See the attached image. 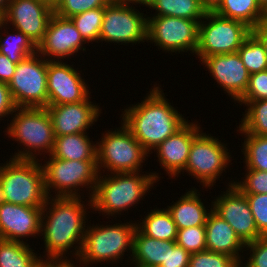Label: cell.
Returning a JSON list of instances; mask_svg holds the SVG:
<instances>
[{
  "mask_svg": "<svg viewBox=\"0 0 267 267\" xmlns=\"http://www.w3.org/2000/svg\"><path fill=\"white\" fill-rule=\"evenodd\" d=\"M174 135L160 143L150 154L155 153L157 162L164 173L172 180H177L185 170L191 144L195 136L202 130L200 122L191 119ZM177 177V178H176Z\"/></svg>",
  "mask_w": 267,
  "mask_h": 267,
  "instance_id": "obj_19",
  "label": "cell"
},
{
  "mask_svg": "<svg viewBox=\"0 0 267 267\" xmlns=\"http://www.w3.org/2000/svg\"><path fill=\"white\" fill-rule=\"evenodd\" d=\"M136 7H140V10ZM148 41V15L141 6L125 0H112L104 7L99 43L114 45H138ZM141 42V43H140ZM108 43V44H107Z\"/></svg>",
  "mask_w": 267,
  "mask_h": 267,
  "instance_id": "obj_10",
  "label": "cell"
},
{
  "mask_svg": "<svg viewBox=\"0 0 267 267\" xmlns=\"http://www.w3.org/2000/svg\"><path fill=\"white\" fill-rule=\"evenodd\" d=\"M16 105L12 99L10 89L7 83L0 82V122L9 121L10 116L15 112Z\"/></svg>",
  "mask_w": 267,
  "mask_h": 267,
  "instance_id": "obj_43",
  "label": "cell"
},
{
  "mask_svg": "<svg viewBox=\"0 0 267 267\" xmlns=\"http://www.w3.org/2000/svg\"><path fill=\"white\" fill-rule=\"evenodd\" d=\"M125 1L134 5H139V6L142 5V7H145L146 9L153 0H125Z\"/></svg>",
  "mask_w": 267,
  "mask_h": 267,
  "instance_id": "obj_48",
  "label": "cell"
},
{
  "mask_svg": "<svg viewBox=\"0 0 267 267\" xmlns=\"http://www.w3.org/2000/svg\"><path fill=\"white\" fill-rule=\"evenodd\" d=\"M258 231L267 236V194H245Z\"/></svg>",
  "mask_w": 267,
  "mask_h": 267,
  "instance_id": "obj_40",
  "label": "cell"
},
{
  "mask_svg": "<svg viewBox=\"0 0 267 267\" xmlns=\"http://www.w3.org/2000/svg\"><path fill=\"white\" fill-rule=\"evenodd\" d=\"M67 63V61H48V106L77 103L92 96L83 70L76 68L72 62Z\"/></svg>",
  "mask_w": 267,
  "mask_h": 267,
  "instance_id": "obj_16",
  "label": "cell"
},
{
  "mask_svg": "<svg viewBox=\"0 0 267 267\" xmlns=\"http://www.w3.org/2000/svg\"><path fill=\"white\" fill-rule=\"evenodd\" d=\"M190 253L182 246L174 243L170 248H167L166 261H163L160 267H188Z\"/></svg>",
  "mask_w": 267,
  "mask_h": 267,
  "instance_id": "obj_42",
  "label": "cell"
},
{
  "mask_svg": "<svg viewBox=\"0 0 267 267\" xmlns=\"http://www.w3.org/2000/svg\"><path fill=\"white\" fill-rule=\"evenodd\" d=\"M242 136L241 154L244 156L243 169L267 171V136L235 132ZM244 138V140H243Z\"/></svg>",
  "mask_w": 267,
  "mask_h": 267,
  "instance_id": "obj_32",
  "label": "cell"
},
{
  "mask_svg": "<svg viewBox=\"0 0 267 267\" xmlns=\"http://www.w3.org/2000/svg\"><path fill=\"white\" fill-rule=\"evenodd\" d=\"M146 211L147 215H140V221L136 220L137 228L148 237L176 241L178 230L167 208H157L155 205V208Z\"/></svg>",
  "mask_w": 267,
  "mask_h": 267,
  "instance_id": "obj_26",
  "label": "cell"
},
{
  "mask_svg": "<svg viewBox=\"0 0 267 267\" xmlns=\"http://www.w3.org/2000/svg\"><path fill=\"white\" fill-rule=\"evenodd\" d=\"M161 86L155 82L142 97L141 103L127 105L121 110L122 114H118L122 123L149 154L189 121L166 98Z\"/></svg>",
  "mask_w": 267,
  "mask_h": 267,
  "instance_id": "obj_2",
  "label": "cell"
},
{
  "mask_svg": "<svg viewBox=\"0 0 267 267\" xmlns=\"http://www.w3.org/2000/svg\"><path fill=\"white\" fill-rule=\"evenodd\" d=\"M203 131V129L195 136L188 156L185 170L181 173L191 176L197 181L205 191L214 189L217 181L223 173L229 170L234 156L228 148L226 140H219L220 136H212ZM233 158V159H232ZM186 172V173H185ZM208 188V189H207Z\"/></svg>",
  "mask_w": 267,
  "mask_h": 267,
  "instance_id": "obj_9",
  "label": "cell"
},
{
  "mask_svg": "<svg viewBox=\"0 0 267 267\" xmlns=\"http://www.w3.org/2000/svg\"><path fill=\"white\" fill-rule=\"evenodd\" d=\"M79 263V264H78ZM47 267H85L78 259H47Z\"/></svg>",
  "mask_w": 267,
  "mask_h": 267,
  "instance_id": "obj_46",
  "label": "cell"
},
{
  "mask_svg": "<svg viewBox=\"0 0 267 267\" xmlns=\"http://www.w3.org/2000/svg\"><path fill=\"white\" fill-rule=\"evenodd\" d=\"M33 267H47V259H41L36 265Z\"/></svg>",
  "mask_w": 267,
  "mask_h": 267,
  "instance_id": "obj_52",
  "label": "cell"
},
{
  "mask_svg": "<svg viewBox=\"0 0 267 267\" xmlns=\"http://www.w3.org/2000/svg\"><path fill=\"white\" fill-rule=\"evenodd\" d=\"M200 189L191 186L175 202L172 201L169 205L166 203V208L170 212L177 230L206 224L207 216L212 211V200H210L209 206L205 205L207 203L203 202V198L200 197L201 192L205 193L204 188L202 191Z\"/></svg>",
  "mask_w": 267,
  "mask_h": 267,
  "instance_id": "obj_23",
  "label": "cell"
},
{
  "mask_svg": "<svg viewBox=\"0 0 267 267\" xmlns=\"http://www.w3.org/2000/svg\"><path fill=\"white\" fill-rule=\"evenodd\" d=\"M33 248L23 242L0 240V267H33L41 260Z\"/></svg>",
  "mask_w": 267,
  "mask_h": 267,
  "instance_id": "obj_30",
  "label": "cell"
},
{
  "mask_svg": "<svg viewBox=\"0 0 267 267\" xmlns=\"http://www.w3.org/2000/svg\"><path fill=\"white\" fill-rule=\"evenodd\" d=\"M43 207H30L11 203L0 206V235L2 239L28 243L41 233Z\"/></svg>",
  "mask_w": 267,
  "mask_h": 267,
  "instance_id": "obj_21",
  "label": "cell"
},
{
  "mask_svg": "<svg viewBox=\"0 0 267 267\" xmlns=\"http://www.w3.org/2000/svg\"><path fill=\"white\" fill-rule=\"evenodd\" d=\"M92 210L91 198L48 197L42 208L40 258L78 259Z\"/></svg>",
  "mask_w": 267,
  "mask_h": 267,
  "instance_id": "obj_1",
  "label": "cell"
},
{
  "mask_svg": "<svg viewBox=\"0 0 267 267\" xmlns=\"http://www.w3.org/2000/svg\"><path fill=\"white\" fill-rule=\"evenodd\" d=\"M243 261L240 267H267V236L245 245ZM248 255V256H247ZM247 256V257H246Z\"/></svg>",
  "mask_w": 267,
  "mask_h": 267,
  "instance_id": "obj_39",
  "label": "cell"
},
{
  "mask_svg": "<svg viewBox=\"0 0 267 267\" xmlns=\"http://www.w3.org/2000/svg\"><path fill=\"white\" fill-rule=\"evenodd\" d=\"M88 133V134H87ZM97 142L89 132L55 137L51 155L62 160L96 161Z\"/></svg>",
  "mask_w": 267,
  "mask_h": 267,
  "instance_id": "obj_24",
  "label": "cell"
},
{
  "mask_svg": "<svg viewBox=\"0 0 267 267\" xmlns=\"http://www.w3.org/2000/svg\"><path fill=\"white\" fill-rule=\"evenodd\" d=\"M199 1L207 11H213L221 2V0H199Z\"/></svg>",
  "mask_w": 267,
  "mask_h": 267,
  "instance_id": "obj_47",
  "label": "cell"
},
{
  "mask_svg": "<svg viewBox=\"0 0 267 267\" xmlns=\"http://www.w3.org/2000/svg\"><path fill=\"white\" fill-rule=\"evenodd\" d=\"M250 33L251 28L244 22L207 11L199 25L195 57L201 62L212 55L237 52Z\"/></svg>",
  "mask_w": 267,
  "mask_h": 267,
  "instance_id": "obj_11",
  "label": "cell"
},
{
  "mask_svg": "<svg viewBox=\"0 0 267 267\" xmlns=\"http://www.w3.org/2000/svg\"><path fill=\"white\" fill-rule=\"evenodd\" d=\"M117 221L118 223L113 224L109 218L108 222L103 221L102 224L98 222L96 225L94 221L93 224L89 221L78 256V260L85 267H91L93 264L98 266L99 263L120 264L123 259L125 263L127 261L126 265H129L133 254V237L137 229L136 219L134 221L127 219V222L125 220L122 222L120 219ZM125 256H128V259L124 258Z\"/></svg>",
  "mask_w": 267,
  "mask_h": 267,
  "instance_id": "obj_5",
  "label": "cell"
},
{
  "mask_svg": "<svg viewBox=\"0 0 267 267\" xmlns=\"http://www.w3.org/2000/svg\"><path fill=\"white\" fill-rule=\"evenodd\" d=\"M101 133L96 140V161L99 174L139 172L150 154L122 123Z\"/></svg>",
  "mask_w": 267,
  "mask_h": 267,
  "instance_id": "obj_6",
  "label": "cell"
},
{
  "mask_svg": "<svg viewBox=\"0 0 267 267\" xmlns=\"http://www.w3.org/2000/svg\"><path fill=\"white\" fill-rule=\"evenodd\" d=\"M206 250L233 257L239 264L243 262L245 244L233 228L213 210L205 224Z\"/></svg>",
  "mask_w": 267,
  "mask_h": 267,
  "instance_id": "obj_22",
  "label": "cell"
},
{
  "mask_svg": "<svg viewBox=\"0 0 267 267\" xmlns=\"http://www.w3.org/2000/svg\"><path fill=\"white\" fill-rule=\"evenodd\" d=\"M48 60L38 52L16 64L15 73L8 83L16 107H47Z\"/></svg>",
  "mask_w": 267,
  "mask_h": 267,
  "instance_id": "obj_13",
  "label": "cell"
},
{
  "mask_svg": "<svg viewBox=\"0 0 267 267\" xmlns=\"http://www.w3.org/2000/svg\"><path fill=\"white\" fill-rule=\"evenodd\" d=\"M104 7L90 9L86 12L70 17L84 41L90 46L99 44V35L102 29ZM91 43V44H90Z\"/></svg>",
  "mask_w": 267,
  "mask_h": 267,
  "instance_id": "obj_34",
  "label": "cell"
},
{
  "mask_svg": "<svg viewBox=\"0 0 267 267\" xmlns=\"http://www.w3.org/2000/svg\"><path fill=\"white\" fill-rule=\"evenodd\" d=\"M87 46L89 47L70 18L53 13L44 39L37 46V52L48 61L71 62L74 57L84 54Z\"/></svg>",
  "mask_w": 267,
  "mask_h": 267,
  "instance_id": "obj_15",
  "label": "cell"
},
{
  "mask_svg": "<svg viewBox=\"0 0 267 267\" xmlns=\"http://www.w3.org/2000/svg\"><path fill=\"white\" fill-rule=\"evenodd\" d=\"M160 175L161 172L159 174L147 170L99 174L91 197L92 213L98 212L99 216L103 215L106 219L113 217L116 220L117 216L120 218L121 214L125 215L124 212L128 214L132 207L143 204L140 201H144L147 193L156 188L157 182H162L160 180L164 177Z\"/></svg>",
  "mask_w": 267,
  "mask_h": 267,
  "instance_id": "obj_3",
  "label": "cell"
},
{
  "mask_svg": "<svg viewBox=\"0 0 267 267\" xmlns=\"http://www.w3.org/2000/svg\"><path fill=\"white\" fill-rule=\"evenodd\" d=\"M240 174L244 177L240 176L241 180H239L236 176L234 185L243 194H267V171L245 169Z\"/></svg>",
  "mask_w": 267,
  "mask_h": 267,
  "instance_id": "obj_35",
  "label": "cell"
},
{
  "mask_svg": "<svg viewBox=\"0 0 267 267\" xmlns=\"http://www.w3.org/2000/svg\"><path fill=\"white\" fill-rule=\"evenodd\" d=\"M263 20H267V6L264 7L263 9V17H262Z\"/></svg>",
  "mask_w": 267,
  "mask_h": 267,
  "instance_id": "obj_54",
  "label": "cell"
},
{
  "mask_svg": "<svg viewBox=\"0 0 267 267\" xmlns=\"http://www.w3.org/2000/svg\"><path fill=\"white\" fill-rule=\"evenodd\" d=\"M237 107H246L236 127V132L267 136V100L237 101ZM241 122V123H240Z\"/></svg>",
  "mask_w": 267,
  "mask_h": 267,
  "instance_id": "obj_31",
  "label": "cell"
},
{
  "mask_svg": "<svg viewBox=\"0 0 267 267\" xmlns=\"http://www.w3.org/2000/svg\"><path fill=\"white\" fill-rule=\"evenodd\" d=\"M200 64L207 69L214 84L223 89L230 101L236 102L245 94L250 74L244 66L238 52L217 54L205 57ZM234 100V101H233Z\"/></svg>",
  "mask_w": 267,
  "mask_h": 267,
  "instance_id": "obj_18",
  "label": "cell"
},
{
  "mask_svg": "<svg viewBox=\"0 0 267 267\" xmlns=\"http://www.w3.org/2000/svg\"><path fill=\"white\" fill-rule=\"evenodd\" d=\"M251 32L260 40L267 56V20L261 19L257 25L251 29Z\"/></svg>",
  "mask_w": 267,
  "mask_h": 267,
  "instance_id": "obj_45",
  "label": "cell"
},
{
  "mask_svg": "<svg viewBox=\"0 0 267 267\" xmlns=\"http://www.w3.org/2000/svg\"><path fill=\"white\" fill-rule=\"evenodd\" d=\"M54 13L45 0H10L1 21L24 33L38 46Z\"/></svg>",
  "mask_w": 267,
  "mask_h": 267,
  "instance_id": "obj_17",
  "label": "cell"
},
{
  "mask_svg": "<svg viewBox=\"0 0 267 267\" xmlns=\"http://www.w3.org/2000/svg\"><path fill=\"white\" fill-rule=\"evenodd\" d=\"M175 243L190 254L206 250L205 225L178 229Z\"/></svg>",
  "mask_w": 267,
  "mask_h": 267,
  "instance_id": "obj_36",
  "label": "cell"
},
{
  "mask_svg": "<svg viewBox=\"0 0 267 267\" xmlns=\"http://www.w3.org/2000/svg\"><path fill=\"white\" fill-rule=\"evenodd\" d=\"M40 161L48 197H92L99 175L97 161L62 160L52 155Z\"/></svg>",
  "mask_w": 267,
  "mask_h": 267,
  "instance_id": "obj_7",
  "label": "cell"
},
{
  "mask_svg": "<svg viewBox=\"0 0 267 267\" xmlns=\"http://www.w3.org/2000/svg\"><path fill=\"white\" fill-rule=\"evenodd\" d=\"M267 100V70L250 75L245 94L238 101Z\"/></svg>",
  "mask_w": 267,
  "mask_h": 267,
  "instance_id": "obj_41",
  "label": "cell"
},
{
  "mask_svg": "<svg viewBox=\"0 0 267 267\" xmlns=\"http://www.w3.org/2000/svg\"><path fill=\"white\" fill-rule=\"evenodd\" d=\"M131 267H160V266H145V265H130Z\"/></svg>",
  "mask_w": 267,
  "mask_h": 267,
  "instance_id": "obj_55",
  "label": "cell"
},
{
  "mask_svg": "<svg viewBox=\"0 0 267 267\" xmlns=\"http://www.w3.org/2000/svg\"><path fill=\"white\" fill-rule=\"evenodd\" d=\"M9 119L10 123L4 125L7 127H3V133L18 143L17 151L9 155L10 158L40 161L51 155L55 134L51 116L46 107H17Z\"/></svg>",
  "mask_w": 267,
  "mask_h": 267,
  "instance_id": "obj_4",
  "label": "cell"
},
{
  "mask_svg": "<svg viewBox=\"0 0 267 267\" xmlns=\"http://www.w3.org/2000/svg\"><path fill=\"white\" fill-rule=\"evenodd\" d=\"M200 22L173 16L148 15L147 43L154 44L157 51L162 50L172 56L189 52L195 56Z\"/></svg>",
  "mask_w": 267,
  "mask_h": 267,
  "instance_id": "obj_12",
  "label": "cell"
},
{
  "mask_svg": "<svg viewBox=\"0 0 267 267\" xmlns=\"http://www.w3.org/2000/svg\"><path fill=\"white\" fill-rule=\"evenodd\" d=\"M9 2L10 0H0V16L5 13Z\"/></svg>",
  "mask_w": 267,
  "mask_h": 267,
  "instance_id": "obj_49",
  "label": "cell"
},
{
  "mask_svg": "<svg viewBox=\"0 0 267 267\" xmlns=\"http://www.w3.org/2000/svg\"><path fill=\"white\" fill-rule=\"evenodd\" d=\"M16 69V63L11 62L7 56L0 53V82L9 83Z\"/></svg>",
  "mask_w": 267,
  "mask_h": 267,
  "instance_id": "obj_44",
  "label": "cell"
},
{
  "mask_svg": "<svg viewBox=\"0 0 267 267\" xmlns=\"http://www.w3.org/2000/svg\"><path fill=\"white\" fill-rule=\"evenodd\" d=\"M36 52L37 46L24 33L0 21L1 54L7 56L11 62L18 64L24 58Z\"/></svg>",
  "mask_w": 267,
  "mask_h": 267,
  "instance_id": "obj_27",
  "label": "cell"
},
{
  "mask_svg": "<svg viewBox=\"0 0 267 267\" xmlns=\"http://www.w3.org/2000/svg\"><path fill=\"white\" fill-rule=\"evenodd\" d=\"M257 2L263 9L267 6V0H257Z\"/></svg>",
  "mask_w": 267,
  "mask_h": 267,
  "instance_id": "obj_53",
  "label": "cell"
},
{
  "mask_svg": "<svg viewBox=\"0 0 267 267\" xmlns=\"http://www.w3.org/2000/svg\"><path fill=\"white\" fill-rule=\"evenodd\" d=\"M150 9V16H173L195 21H201L207 12L199 0H153L147 8Z\"/></svg>",
  "mask_w": 267,
  "mask_h": 267,
  "instance_id": "obj_29",
  "label": "cell"
},
{
  "mask_svg": "<svg viewBox=\"0 0 267 267\" xmlns=\"http://www.w3.org/2000/svg\"><path fill=\"white\" fill-rule=\"evenodd\" d=\"M91 98L89 96L85 101L46 107L55 137L88 132L90 127L92 129L103 112L99 103L91 101Z\"/></svg>",
  "mask_w": 267,
  "mask_h": 267,
  "instance_id": "obj_20",
  "label": "cell"
},
{
  "mask_svg": "<svg viewBox=\"0 0 267 267\" xmlns=\"http://www.w3.org/2000/svg\"><path fill=\"white\" fill-rule=\"evenodd\" d=\"M213 12L224 18L242 21L251 29L263 17V8L257 0H221Z\"/></svg>",
  "mask_w": 267,
  "mask_h": 267,
  "instance_id": "obj_28",
  "label": "cell"
},
{
  "mask_svg": "<svg viewBox=\"0 0 267 267\" xmlns=\"http://www.w3.org/2000/svg\"><path fill=\"white\" fill-rule=\"evenodd\" d=\"M174 243L175 241L148 237L137 228L133 237V254L129 265L160 266L166 261L167 248Z\"/></svg>",
  "mask_w": 267,
  "mask_h": 267,
  "instance_id": "obj_25",
  "label": "cell"
},
{
  "mask_svg": "<svg viewBox=\"0 0 267 267\" xmlns=\"http://www.w3.org/2000/svg\"><path fill=\"white\" fill-rule=\"evenodd\" d=\"M112 0H62L54 9L57 15L70 18L90 9L105 7Z\"/></svg>",
  "mask_w": 267,
  "mask_h": 267,
  "instance_id": "obj_38",
  "label": "cell"
},
{
  "mask_svg": "<svg viewBox=\"0 0 267 267\" xmlns=\"http://www.w3.org/2000/svg\"><path fill=\"white\" fill-rule=\"evenodd\" d=\"M230 178H227L230 180L229 182L227 180L224 182L226 191L223 187V191L220 192L221 195L211 197L214 198L212 210L233 228L246 245L263 235L258 231L245 194L234 185L235 180Z\"/></svg>",
  "mask_w": 267,
  "mask_h": 267,
  "instance_id": "obj_14",
  "label": "cell"
},
{
  "mask_svg": "<svg viewBox=\"0 0 267 267\" xmlns=\"http://www.w3.org/2000/svg\"><path fill=\"white\" fill-rule=\"evenodd\" d=\"M237 52L250 75L267 70L264 46L252 32L245 38Z\"/></svg>",
  "mask_w": 267,
  "mask_h": 267,
  "instance_id": "obj_33",
  "label": "cell"
},
{
  "mask_svg": "<svg viewBox=\"0 0 267 267\" xmlns=\"http://www.w3.org/2000/svg\"><path fill=\"white\" fill-rule=\"evenodd\" d=\"M45 1L47 2V4L50 7H52L53 9H55L62 0H45Z\"/></svg>",
  "mask_w": 267,
  "mask_h": 267,
  "instance_id": "obj_50",
  "label": "cell"
},
{
  "mask_svg": "<svg viewBox=\"0 0 267 267\" xmlns=\"http://www.w3.org/2000/svg\"><path fill=\"white\" fill-rule=\"evenodd\" d=\"M188 267H240L231 256L204 250L190 254Z\"/></svg>",
  "mask_w": 267,
  "mask_h": 267,
  "instance_id": "obj_37",
  "label": "cell"
},
{
  "mask_svg": "<svg viewBox=\"0 0 267 267\" xmlns=\"http://www.w3.org/2000/svg\"><path fill=\"white\" fill-rule=\"evenodd\" d=\"M5 196H4V190H3V187L0 183V206L5 203Z\"/></svg>",
  "mask_w": 267,
  "mask_h": 267,
  "instance_id": "obj_51",
  "label": "cell"
},
{
  "mask_svg": "<svg viewBox=\"0 0 267 267\" xmlns=\"http://www.w3.org/2000/svg\"><path fill=\"white\" fill-rule=\"evenodd\" d=\"M0 163V183L5 201L30 207H43L48 199L44 172L39 160L9 158Z\"/></svg>",
  "mask_w": 267,
  "mask_h": 267,
  "instance_id": "obj_8",
  "label": "cell"
}]
</instances>
